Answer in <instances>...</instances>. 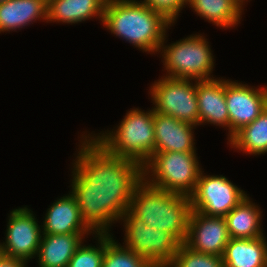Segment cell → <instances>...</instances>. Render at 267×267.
I'll list each match as a JSON object with an SVG mask.
<instances>
[{
	"label": "cell",
	"instance_id": "cell-1",
	"mask_svg": "<svg viewBox=\"0 0 267 267\" xmlns=\"http://www.w3.org/2000/svg\"><path fill=\"white\" fill-rule=\"evenodd\" d=\"M90 134L80 137L70 192L85 223L95 233H110V227L129 209L134 190L143 180V166L111 155Z\"/></svg>",
	"mask_w": 267,
	"mask_h": 267
},
{
	"label": "cell",
	"instance_id": "cell-2",
	"mask_svg": "<svg viewBox=\"0 0 267 267\" xmlns=\"http://www.w3.org/2000/svg\"><path fill=\"white\" fill-rule=\"evenodd\" d=\"M102 24L114 36L151 54H158L167 30L174 25L141 0H107Z\"/></svg>",
	"mask_w": 267,
	"mask_h": 267
},
{
	"label": "cell",
	"instance_id": "cell-3",
	"mask_svg": "<svg viewBox=\"0 0 267 267\" xmlns=\"http://www.w3.org/2000/svg\"><path fill=\"white\" fill-rule=\"evenodd\" d=\"M129 210L152 228L172 234L181 244L188 235L190 196L164 191L144 179L137 185Z\"/></svg>",
	"mask_w": 267,
	"mask_h": 267
},
{
	"label": "cell",
	"instance_id": "cell-4",
	"mask_svg": "<svg viewBox=\"0 0 267 267\" xmlns=\"http://www.w3.org/2000/svg\"><path fill=\"white\" fill-rule=\"evenodd\" d=\"M119 125V126H118ZM112 131L90 135L108 153L128 158L142 166L154 154V110L131 108Z\"/></svg>",
	"mask_w": 267,
	"mask_h": 267
},
{
	"label": "cell",
	"instance_id": "cell-5",
	"mask_svg": "<svg viewBox=\"0 0 267 267\" xmlns=\"http://www.w3.org/2000/svg\"><path fill=\"white\" fill-rule=\"evenodd\" d=\"M166 37L167 32L158 52L167 72L164 76L197 81L216 79L212 74L214 55L204 35L192 34L169 45H165Z\"/></svg>",
	"mask_w": 267,
	"mask_h": 267
},
{
	"label": "cell",
	"instance_id": "cell-6",
	"mask_svg": "<svg viewBox=\"0 0 267 267\" xmlns=\"http://www.w3.org/2000/svg\"><path fill=\"white\" fill-rule=\"evenodd\" d=\"M196 152H154L143 165V179L156 188L190 196L201 166Z\"/></svg>",
	"mask_w": 267,
	"mask_h": 267
},
{
	"label": "cell",
	"instance_id": "cell-7",
	"mask_svg": "<svg viewBox=\"0 0 267 267\" xmlns=\"http://www.w3.org/2000/svg\"><path fill=\"white\" fill-rule=\"evenodd\" d=\"M124 243L137 255L143 256L154 267H168L178 251L180 242L170 233L146 225L129 209L124 212Z\"/></svg>",
	"mask_w": 267,
	"mask_h": 267
},
{
	"label": "cell",
	"instance_id": "cell-8",
	"mask_svg": "<svg viewBox=\"0 0 267 267\" xmlns=\"http://www.w3.org/2000/svg\"><path fill=\"white\" fill-rule=\"evenodd\" d=\"M149 90L154 111L199 126L196 80L161 76Z\"/></svg>",
	"mask_w": 267,
	"mask_h": 267
},
{
	"label": "cell",
	"instance_id": "cell-9",
	"mask_svg": "<svg viewBox=\"0 0 267 267\" xmlns=\"http://www.w3.org/2000/svg\"><path fill=\"white\" fill-rule=\"evenodd\" d=\"M247 195L225 176L206 175L202 169L190 195L191 209L207 216L225 217Z\"/></svg>",
	"mask_w": 267,
	"mask_h": 267
},
{
	"label": "cell",
	"instance_id": "cell-10",
	"mask_svg": "<svg viewBox=\"0 0 267 267\" xmlns=\"http://www.w3.org/2000/svg\"><path fill=\"white\" fill-rule=\"evenodd\" d=\"M5 242L0 243V254L28 263L36 258L43 236L41 225L27 206L15 208L7 221Z\"/></svg>",
	"mask_w": 267,
	"mask_h": 267
},
{
	"label": "cell",
	"instance_id": "cell-11",
	"mask_svg": "<svg viewBox=\"0 0 267 267\" xmlns=\"http://www.w3.org/2000/svg\"><path fill=\"white\" fill-rule=\"evenodd\" d=\"M225 100L230 118V139L253 122L267 107V86L256 88L225 79Z\"/></svg>",
	"mask_w": 267,
	"mask_h": 267
},
{
	"label": "cell",
	"instance_id": "cell-12",
	"mask_svg": "<svg viewBox=\"0 0 267 267\" xmlns=\"http://www.w3.org/2000/svg\"><path fill=\"white\" fill-rule=\"evenodd\" d=\"M229 239L224 217L207 216L191 210L184 243L187 247L199 253L223 256Z\"/></svg>",
	"mask_w": 267,
	"mask_h": 267
},
{
	"label": "cell",
	"instance_id": "cell-13",
	"mask_svg": "<svg viewBox=\"0 0 267 267\" xmlns=\"http://www.w3.org/2000/svg\"><path fill=\"white\" fill-rule=\"evenodd\" d=\"M199 126L207 123L225 127L230 140V118L225 100V79L196 80Z\"/></svg>",
	"mask_w": 267,
	"mask_h": 267
},
{
	"label": "cell",
	"instance_id": "cell-14",
	"mask_svg": "<svg viewBox=\"0 0 267 267\" xmlns=\"http://www.w3.org/2000/svg\"><path fill=\"white\" fill-rule=\"evenodd\" d=\"M47 209L43 225V234H72L81 233L84 237L95 234L81 217V212L74 195L58 198Z\"/></svg>",
	"mask_w": 267,
	"mask_h": 267
},
{
	"label": "cell",
	"instance_id": "cell-15",
	"mask_svg": "<svg viewBox=\"0 0 267 267\" xmlns=\"http://www.w3.org/2000/svg\"><path fill=\"white\" fill-rule=\"evenodd\" d=\"M197 127L154 111V152H196L193 131Z\"/></svg>",
	"mask_w": 267,
	"mask_h": 267
},
{
	"label": "cell",
	"instance_id": "cell-16",
	"mask_svg": "<svg viewBox=\"0 0 267 267\" xmlns=\"http://www.w3.org/2000/svg\"><path fill=\"white\" fill-rule=\"evenodd\" d=\"M107 0H47V23L77 24L92 17L103 22Z\"/></svg>",
	"mask_w": 267,
	"mask_h": 267
},
{
	"label": "cell",
	"instance_id": "cell-17",
	"mask_svg": "<svg viewBox=\"0 0 267 267\" xmlns=\"http://www.w3.org/2000/svg\"><path fill=\"white\" fill-rule=\"evenodd\" d=\"M47 21V0H7L0 3V33Z\"/></svg>",
	"mask_w": 267,
	"mask_h": 267
},
{
	"label": "cell",
	"instance_id": "cell-18",
	"mask_svg": "<svg viewBox=\"0 0 267 267\" xmlns=\"http://www.w3.org/2000/svg\"><path fill=\"white\" fill-rule=\"evenodd\" d=\"M84 239L81 233L43 234L37 253L39 267H67Z\"/></svg>",
	"mask_w": 267,
	"mask_h": 267
},
{
	"label": "cell",
	"instance_id": "cell-19",
	"mask_svg": "<svg viewBox=\"0 0 267 267\" xmlns=\"http://www.w3.org/2000/svg\"><path fill=\"white\" fill-rule=\"evenodd\" d=\"M262 211L249 196L245 197L224 218L227 231L232 239H255L265 236L262 222Z\"/></svg>",
	"mask_w": 267,
	"mask_h": 267
},
{
	"label": "cell",
	"instance_id": "cell-20",
	"mask_svg": "<svg viewBox=\"0 0 267 267\" xmlns=\"http://www.w3.org/2000/svg\"><path fill=\"white\" fill-rule=\"evenodd\" d=\"M266 238H230L223 254L224 267H267Z\"/></svg>",
	"mask_w": 267,
	"mask_h": 267
},
{
	"label": "cell",
	"instance_id": "cell-21",
	"mask_svg": "<svg viewBox=\"0 0 267 267\" xmlns=\"http://www.w3.org/2000/svg\"><path fill=\"white\" fill-rule=\"evenodd\" d=\"M187 5L200 18L223 29L238 25L244 12L240 0H188Z\"/></svg>",
	"mask_w": 267,
	"mask_h": 267
},
{
	"label": "cell",
	"instance_id": "cell-22",
	"mask_svg": "<svg viewBox=\"0 0 267 267\" xmlns=\"http://www.w3.org/2000/svg\"><path fill=\"white\" fill-rule=\"evenodd\" d=\"M231 148L250 155L267 153V107L249 125L239 130L229 141Z\"/></svg>",
	"mask_w": 267,
	"mask_h": 267
},
{
	"label": "cell",
	"instance_id": "cell-23",
	"mask_svg": "<svg viewBox=\"0 0 267 267\" xmlns=\"http://www.w3.org/2000/svg\"><path fill=\"white\" fill-rule=\"evenodd\" d=\"M112 236V233H105L102 267H154L143 256L137 255L124 244H118Z\"/></svg>",
	"mask_w": 267,
	"mask_h": 267
},
{
	"label": "cell",
	"instance_id": "cell-24",
	"mask_svg": "<svg viewBox=\"0 0 267 267\" xmlns=\"http://www.w3.org/2000/svg\"><path fill=\"white\" fill-rule=\"evenodd\" d=\"M94 239L97 240L94 245H84V241L77 248L70 259L67 267H102V261L105 254V233H95Z\"/></svg>",
	"mask_w": 267,
	"mask_h": 267
},
{
	"label": "cell",
	"instance_id": "cell-25",
	"mask_svg": "<svg viewBox=\"0 0 267 267\" xmlns=\"http://www.w3.org/2000/svg\"><path fill=\"white\" fill-rule=\"evenodd\" d=\"M168 267H224L223 256L199 253L180 244Z\"/></svg>",
	"mask_w": 267,
	"mask_h": 267
},
{
	"label": "cell",
	"instance_id": "cell-26",
	"mask_svg": "<svg viewBox=\"0 0 267 267\" xmlns=\"http://www.w3.org/2000/svg\"><path fill=\"white\" fill-rule=\"evenodd\" d=\"M188 0H142L151 8L162 12L173 23L177 22L179 13Z\"/></svg>",
	"mask_w": 267,
	"mask_h": 267
},
{
	"label": "cell",
	"instance_id": "cell-27",
	"mask_svg": "<svg viewBox=\"0 0 267 267\" xmlns=\"http://www.w3.org/2000/svg\"><path fill=\"white\" fill-rule=\"evenodd\" d=\"M27 262L0 254V267H27Z\"/></svg>",
	"mask_w": 267,
	"mask_h": 267
},
{
	"label": "cell",
	"instance_id": "cell-28",
	"mask_svg": "<svg viewBox=\"0 0 267 267\" xmlns=\"http://www.w3.org/2000/svg\"><path fill=\"white\" fill-rule=\"evenodd\" d=\"M244 5L246 2H248V0H240Z\"/></svg>",
	"mask_w": 267,
	"mask_h": 267
}]
</instances>
